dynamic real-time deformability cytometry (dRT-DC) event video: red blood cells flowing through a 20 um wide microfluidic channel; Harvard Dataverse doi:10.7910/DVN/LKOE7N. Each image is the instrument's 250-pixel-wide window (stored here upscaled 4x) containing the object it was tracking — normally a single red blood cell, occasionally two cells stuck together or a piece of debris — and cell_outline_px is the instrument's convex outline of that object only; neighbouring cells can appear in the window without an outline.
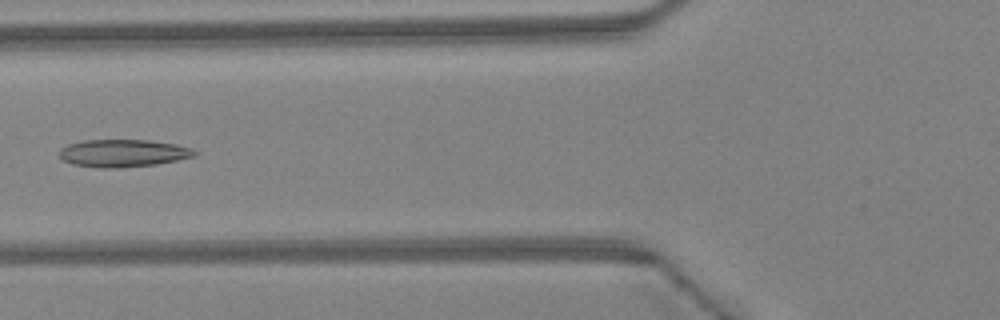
{"species": "Egyptian fruit bat (a non-hibernating species)", "species_latin": "Rousettus aegyptiacus", "temperature_condition": "warm", "stored_images_in_passage": 45, "camera_frame_rate_fps": 3000, "um_per_image_px": 0.085, "animal": {"sex": "female"}, "frame": {"image": 1, "passage_image": 17, "time_ms": 5.333, "image_size_px": [1000, 320], "cell_outline_px": [[196, 156], [156, 164], [120, 168], [100, 168], [72, 164], [64, 160], [60, 156], [60, 148], [68, 144], [84, 140], [148, 140], [176, 144], [192, 148], [196, 152]], "centroid_in_image_um": [10.46, 13.02], "position_along_channel_um": 115.3, "area_um2": 21.68}}
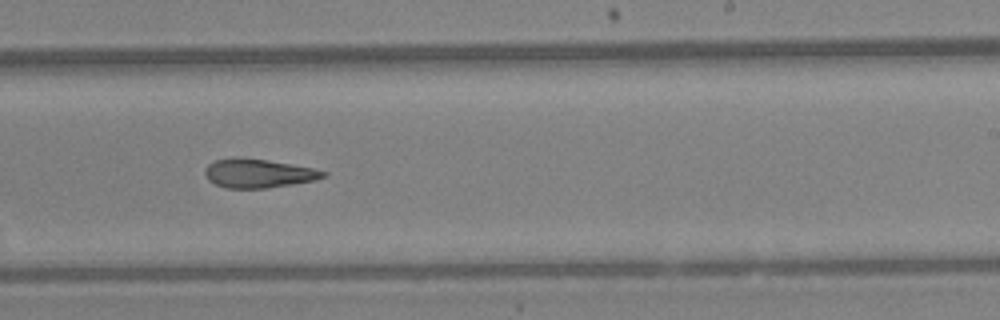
{"frame": {"image": 2, "passage_image": 27, "time_ms": 8.667, "image_size_px": [1000, 320], "cell_outline_px": [[328, 176], [316, 180], [268, 188], [224, 188], [208, 180], [204, 172], [208, 164], [216, 160], [268, 160], [312, 168], [328, 172]], "centroid_in_image_um": [22.02, 14.78], "position_along_channel_um": 267.0, "area_um2": 19.25}}
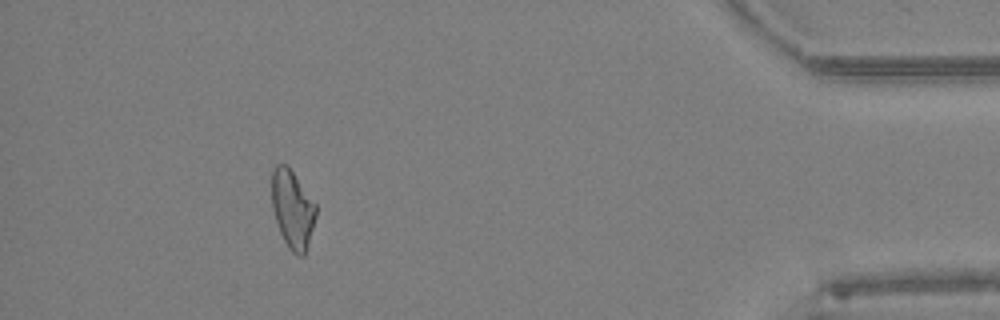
{"frame": {"image": 3, "passage_image": 40, "time_ms": 13.0, "image_size_px": [1000, 320], "cell_outline_px": [[316, 216], [304, 256], [296, 256], [288, 248], [280, 232], [272, 208], [272, 172], [276, 164], [288, 164], [316, 204]], "centroid_in_image_um": [24.86, 17.76], "position_along_channel_um": 410.3, "area_um2": 20.11}}